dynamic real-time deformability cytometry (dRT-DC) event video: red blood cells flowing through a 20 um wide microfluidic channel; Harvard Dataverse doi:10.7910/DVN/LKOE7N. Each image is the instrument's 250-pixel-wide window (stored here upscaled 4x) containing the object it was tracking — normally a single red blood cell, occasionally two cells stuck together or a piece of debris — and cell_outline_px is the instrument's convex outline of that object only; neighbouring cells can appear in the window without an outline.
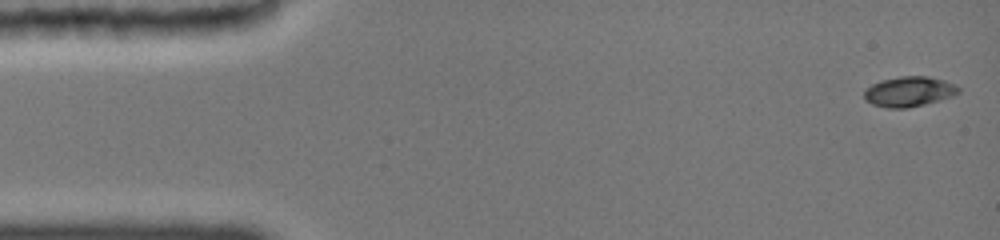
{"species": "common noctule bat (a hibernating species)", "species_latin": "Nyctalus noctula", "temperature_condition": "cold", "stored_images_in_passage": 33, "camera_frame_rate_fps": 3000, "um_per_image_px": 0.085, "animal": {"sex": "female", "body_mass_g": 19.0, "forearm_length_mm": 51.5}, "frame": {"image": 1, "passage_image": 1, "time_ms": 0.0, "image_size_px": [1000, 240], "cell_outline_px": [[960, 92], [952, 96], [940, 100], [924, 104], [904, 108], [888, 108], [872, 104], [864, 100], [864, 88], [880, 80], [900, 76], [928, 76], [944, 80], [960, 88]], "centroid_in_image_um": [77.23, 7.78], "position_along_channel_um": 7.8, "area_um2": 16.59}}
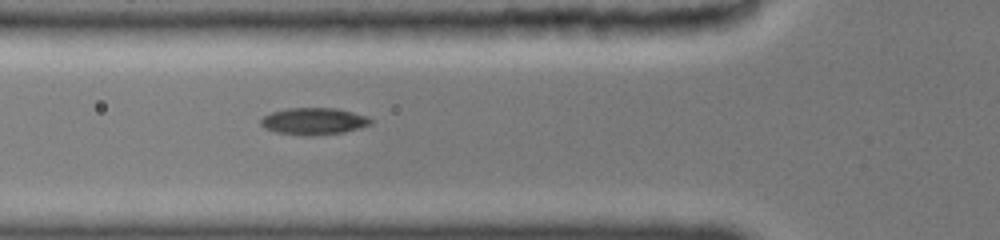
{"frame": {"image": 2, "passage_image": 23, "time_ms": 5.333, "image_size_px": [1000, 240], "cell_outline_px": [[372, 124], [344, 132], [276, 132], [260, 124], [260, 120], [264, 116], [272, 112], [284, 108], [336, 108], [352, 112], [364, 116], [372, 120]], "centroid_in_image_um": [26.68, 10.23], "position_along_channel_um": 99.1, "area_um2": 16.01}}
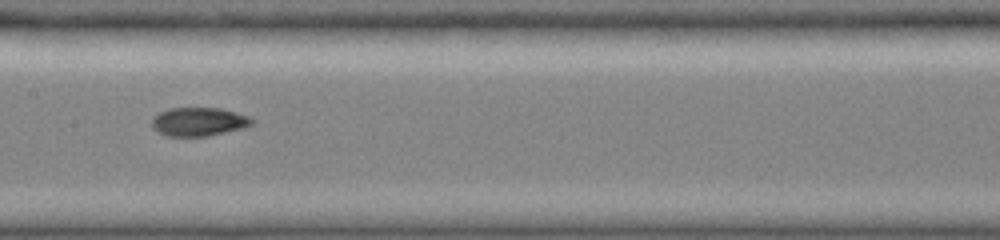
{"frame": {"image": 3, "passage_image": 32, "time_ms": 7.667, "image_size_px": [1000, 240], "cell_outline_px": [[252, 124], [240, 128], [204, 136], [168, 136], [160, 132], [152, 124], [152, 116], [168, 108], [220, 108], [248, 116], [252, 120]], "centroid_in_image_um": [16.84, 10.33], "position_along_channel_um": 190.6, "area_um2": 16.18}}